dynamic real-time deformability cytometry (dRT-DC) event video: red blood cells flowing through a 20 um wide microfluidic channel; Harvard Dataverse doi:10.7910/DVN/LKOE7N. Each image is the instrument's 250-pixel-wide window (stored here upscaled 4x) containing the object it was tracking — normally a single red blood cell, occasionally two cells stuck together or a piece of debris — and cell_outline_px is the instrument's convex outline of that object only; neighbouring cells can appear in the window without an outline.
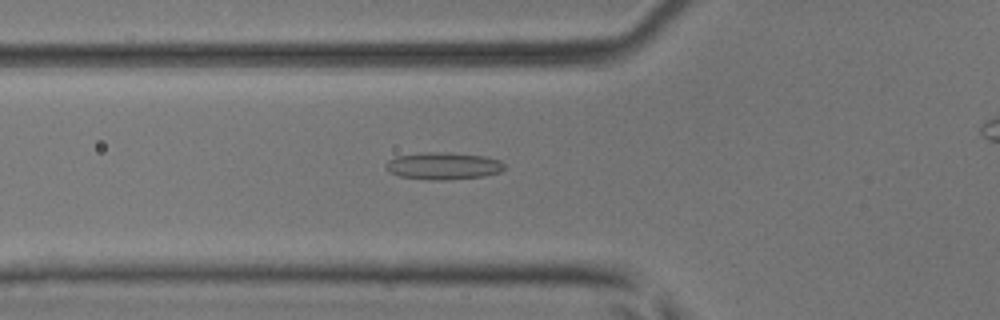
{"species": "common noctule bat (a hibernating species)", "species_latin": "Nyctalus noctula", "temperature_condition": "room temperature", "stored_images_in_passage": 39, "camera_frame_rate_fps": 3000, "um_per_image_px": 0.085, "animal": {"sex": "male", "body_mass_g": 17.9, "forearm_length_mm": 54.2}, "frame": {"image": 1, "passage_image": 13, "time_ms": 4.0, "image_size_px": [1000, 320], "cell_outline_px": [[504, 168], [500, 172], [484, 176], [444, 180], [432, 180], [400, 176], [384, 168], [384, 164], [388, 160], [396, 156], [424, 152], [448, 152], [484, 156], [500, 160], [504, 164]], "centroid_in_image_um": [37.67, 14.09], "position_along_channel_um": 88.1, "area_um2": 18.79}}
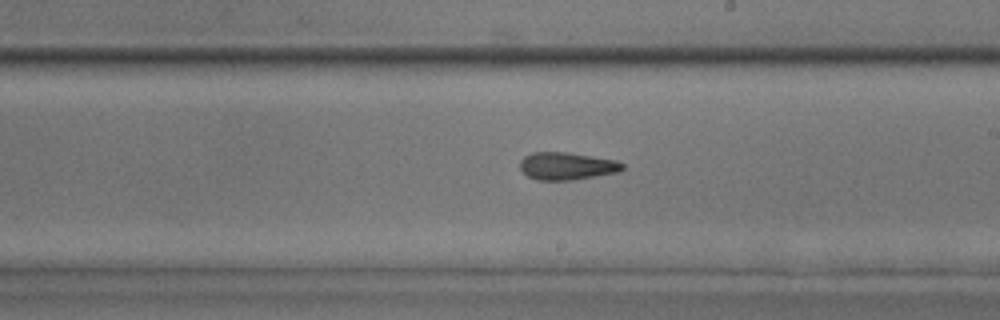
{"frame": {"image": 2, "passage_image": 24, "time_ms": 7.667, "image_size_px": [1000, 320], "cell_outline_px": [[624, 168], [620, 172], [572, 180], [536, 180], [528, 176], [520, 168], [520, 160], [524, 156], [532, 152], [568, 152], [616, 160], [624, 164]], "centroid_in_image_um": [48.19, 14.11], "position_along_channel_um": 240.8, "area_um2": 16.53}}
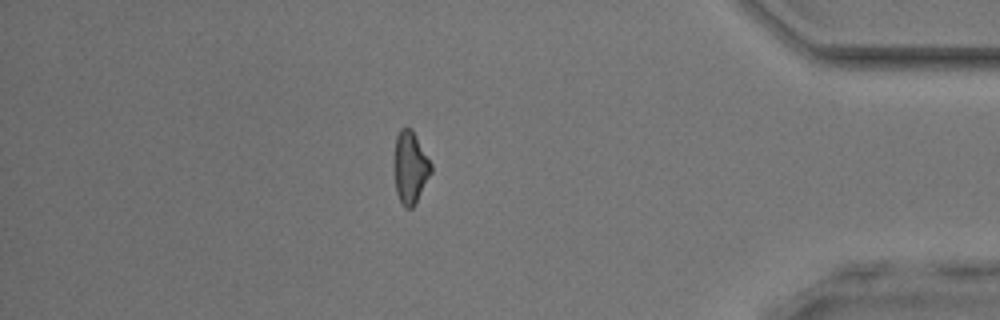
{"frame": {"image": 3, "passage_image": 38, "time_ms": 12.333, "image_size_px": [1000, 320], "cell_outline_px": [[432, 172], [416, 204], [412, 208], [404, 208], [396, 192], [392, 168], [392, 164], [396, 136], [400, 128], [412, 128], [432, 164]], "centroid_in_image_um": [34.85, 14.24], "position_along_channel_um": 400.4, "area_um2": 16.13}}